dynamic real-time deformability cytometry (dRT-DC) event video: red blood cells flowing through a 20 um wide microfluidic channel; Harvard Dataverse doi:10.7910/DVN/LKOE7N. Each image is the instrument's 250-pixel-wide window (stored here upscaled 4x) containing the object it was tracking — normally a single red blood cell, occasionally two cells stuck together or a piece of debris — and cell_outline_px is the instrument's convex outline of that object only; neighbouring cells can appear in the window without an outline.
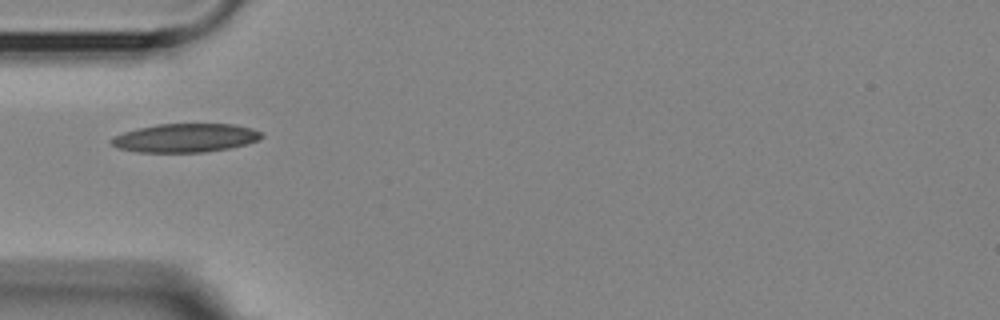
{"species": "Egyptian fruit bat (a non-hibernating species)", "species_latin": "Rousettus aegyptiacus", "temperature_condition": "room temperature", "stored_images_in_passage": 10, "camera_frame_rate_fps": 3000, "um_per_image_px": 0.085, "animal": {"sex": "female"}, "frame": {"image": 1, "passage_image": 1, "time_ms": 0.0, "image_size_px": [1000, 320], "cell_outline_px": [[264, 136], [260, 140], [248, 144], [228, 148], [204, 152], [136, 152], [116, 148], [108, 140], [112, 136], [136, 128], [156, 124], [236, 124], [252, 128], [260, 132]], "centroid_in_image_um": [15.73, 11.72], "position_along_channel_um": 69.3, "area_um2": 25.37}}
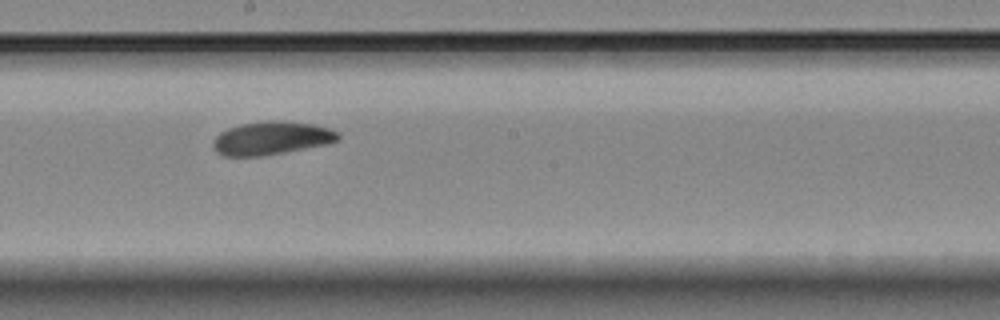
{"frame": {"image": 2, "passage_image": 5, "time_ms": 4.333, "image_size_px": [1000, 320], "cell_outline_px": [[340, 140], [328, 144], [284, 152], [260, 156], [224, 156], [216, 152], [212, 148], [212, 144], [216, 136], [220, 132], [228, 128], [240, 124], [272, 120], [280, 120], [312, 124], [328, 128], [340, 132]], "centroid_in_image_um": [23.08, 11.74], "position_along_channel_um": 225.1, "area_um2": 24.33}}
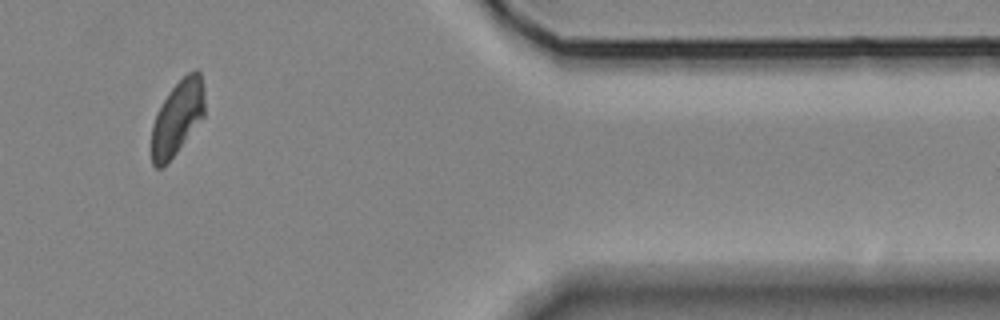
{"frame": {"image": 3, "passage_image": 9, "time_ms": 10.0, "image_size_px": [1000, 320], "cell_outline_px": [[204, 116], [176, 152], [160, 168], [156, 168], [152, 164], [152, 124], [156, 112], [172, 88], [188, 72], [196, 68], [200, 72], [204, 88]], "centroid_in_image_um": [15.08, 9.96], "position_along_channel_um": 396.3, "area_um2": 22.66}, "authors_computed_cell_mechanics": {"area_um2": 23.9581, "velocity_mm_per_s": 3.5859, "shape_relaxation_time_tau1_ms": 2.563, "shape_relaxation_time_tau2_ms": 4.2185, "deformation_change_tau1": 0.09, "deformation_change_tau2": 0.0769}}